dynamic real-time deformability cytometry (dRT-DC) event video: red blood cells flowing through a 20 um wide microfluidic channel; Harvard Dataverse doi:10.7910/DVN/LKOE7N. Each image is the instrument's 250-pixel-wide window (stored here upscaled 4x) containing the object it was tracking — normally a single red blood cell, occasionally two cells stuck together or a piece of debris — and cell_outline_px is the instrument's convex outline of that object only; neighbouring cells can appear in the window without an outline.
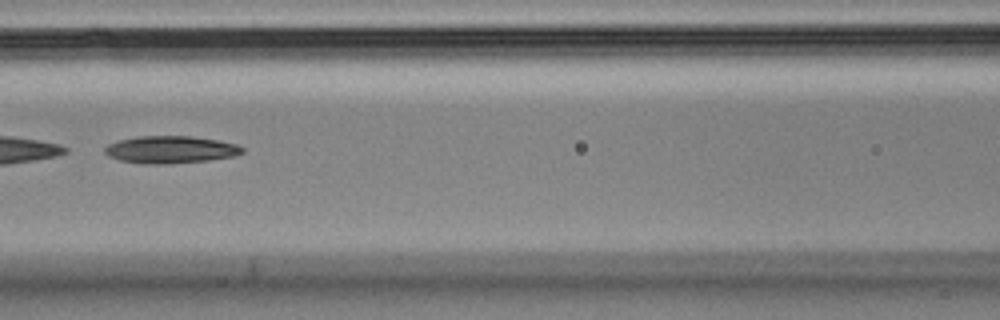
{"species": "Egyptian fruit bat (a non-hibernating species)", "species_latin": "Rousettus aegyptiacus", "temperature_condition": "cold", "stored_images_in_passage": 21, "camera_frame_rate_fps": 3000, "um_per_image_px": 0.085, "animal": {"sex": "male"}, "frame": {"image": 1, "passage_image": 14, "time_ms": 4.333, "image_size_px": [1000, 320], "cell_outline_px": [[244, 152], [232, 156], [208, 160], [168, 164], [144, 164], [120, 160], [108, 156], [104, 152], [104, 148], [108, 144], [120, 140], [136, 136], [192, 136], [216, 140], [236, 144], [244, 148]], "centroid_in_image_um": [14.47, 12.72], "position_along_channel_um": 152.1, "area_um2": 21.85}}
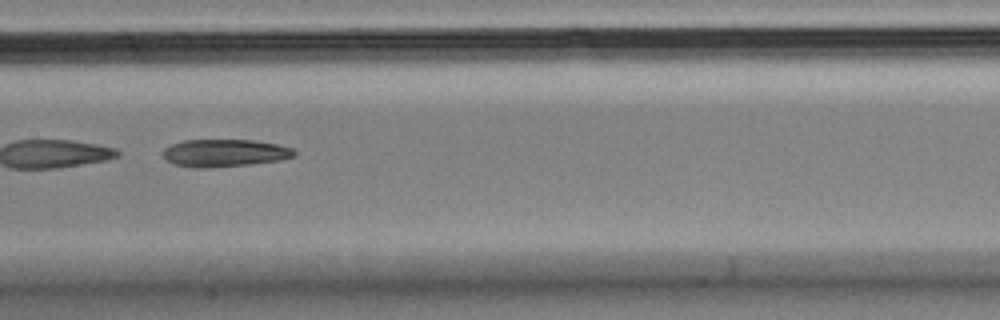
{"frame": {"image": 2, "passage_image": 17, "time_ms": 5.333, "image_size_px": [1000, 320], "cell_outline_px": [[296, 156], [280, 160], [248, 164], [208, 168], [192, 168], [172, 164], [160, 156], [160, 152], [164, 148], [172, 144], [184, 140], [252, 140], [276, 144], [292, 148], [296, 152]], "centroid_in_image_um": [19.01, 13.01], "position_along_channel_um": 188.4, "area_um2": 21.27}}